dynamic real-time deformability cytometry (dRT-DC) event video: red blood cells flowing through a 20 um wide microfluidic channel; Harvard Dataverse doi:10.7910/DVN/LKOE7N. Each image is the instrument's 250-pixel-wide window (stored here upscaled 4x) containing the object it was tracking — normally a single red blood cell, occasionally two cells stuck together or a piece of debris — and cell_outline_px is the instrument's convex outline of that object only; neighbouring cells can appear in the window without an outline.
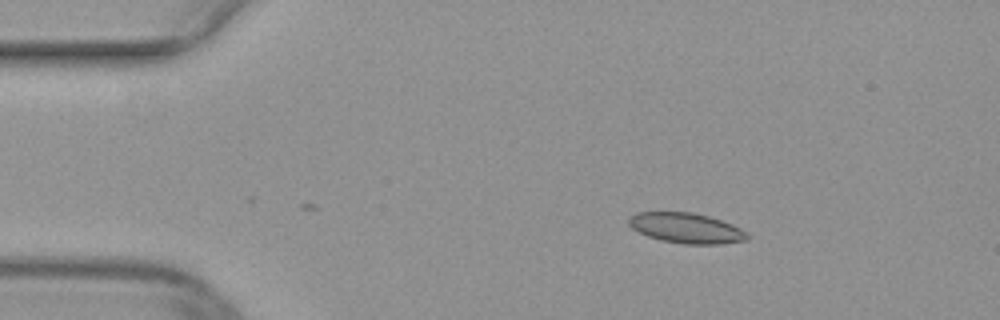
{"species": "common noctule bat (a hibernating species)", "species_latin": "Nyctalus noctula", "temperature_condition": "warm", "stored_images_in_passage": 26, "camera_frame_rate_fps": 3000, "um_per_image_px": 0.085, "animal": {"sex": "female", "body_mass_g": 29.2, "forearm_length_mm": 56.3}, "frame": {"image": 1, "passage_image": 1, "time_ms": 0.0, "image_size_px": [1000, 320], "cell_outline_px": [[748, 240], [720, 244], [684, 244], [660, 240], [648, 236], [632, 228], [628, 224], [628, 220], [636, 212], [692, 212], [708, 216], [732, 224], [748, 232]], "centroid_in_image_um": [58.35, 19.39], "position_along_channel_um": 26.7, "area_um2": 20.87}}
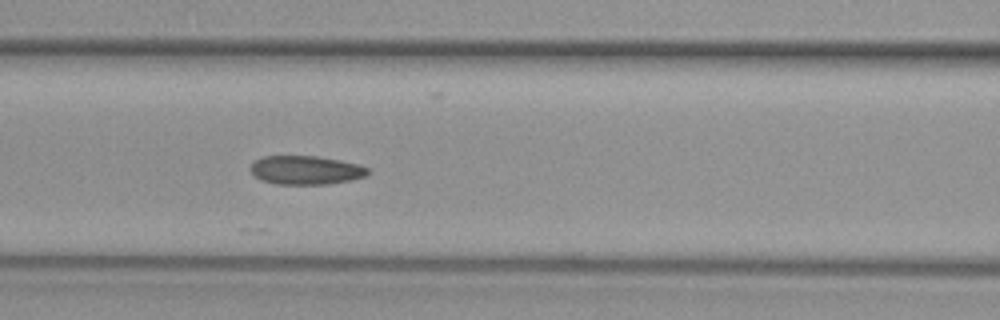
{"frame": {"image": 2, "passage_image": 14, "time_ms": 4.333, "image_size_px": [1000, 320], "cell_outline_px": [[372, 172], [368, 176], [352, 180], [328, 184], [276, 184], [260, 180], [248, 168], [256, 160], [264, 156], [316, 156], [340, 160], [360, 164], [368, 168]], "centroid_in_image_um": [26.05, 14.46], "position_along_channel_um": 140.6, "area_um2": 19.88}}
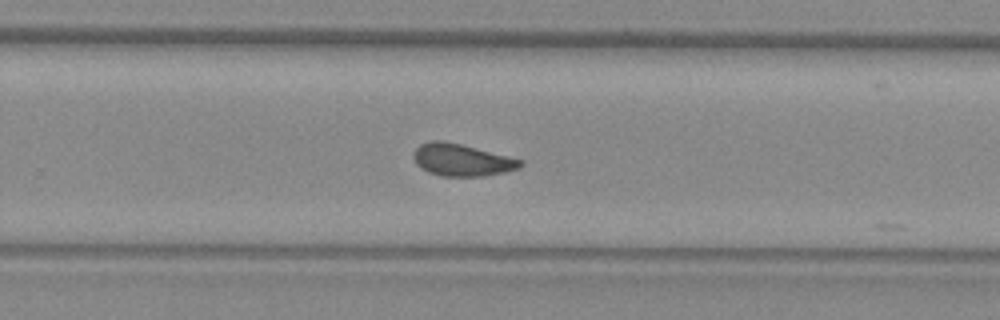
{"frame": {"image": 3, "passage_image": 25, "time_ms": 8.0, "image_size_px": [1000, 320], "cell_outline_px": [[524, 164], [520, 168], [504, 172], [484, 176], [440, 176], [428, 172], [420, 168], [416, 164], [412, 156], [412, 152], [420, 144], [432, 140], [444, 140], [524, 160]], "centroid_in_image_um": [39.23, 13.6], "position_along_channel_um": 290.6, "area_um2": 20.17}}